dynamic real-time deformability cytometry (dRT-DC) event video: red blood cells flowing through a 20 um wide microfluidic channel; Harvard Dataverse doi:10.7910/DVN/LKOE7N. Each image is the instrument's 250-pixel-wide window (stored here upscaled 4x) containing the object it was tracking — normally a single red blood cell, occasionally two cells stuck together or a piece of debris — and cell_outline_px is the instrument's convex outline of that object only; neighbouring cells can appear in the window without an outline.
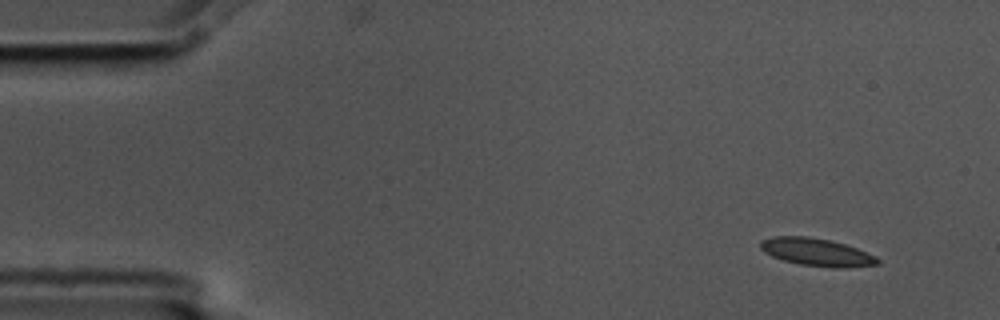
{"species": "common noctule bat (a hibernating species)", "species_latin": "Nyctalus noctula", "temperature_condition": "cold", "stored_images_in_passage": 6, "camera_frame_rate_fps": 3000, "um_per_image_px": 0.085, "animal": {"sex": "male", "body_mass_g": 17.5, "forearm_length_mm": 52.3}, "frame": {"image": 1, "passage_image": 1, "time_ms": 0.0, "image_size_px": [1000, 320], "cell_outline_px": [[880, 264], [840, 268], [832, 268], [800, 264], [784, 260], [772, 256], [764, 252], [760, 248], [760, 240], [772, 236], [808, 236], [832, 240], [856, 248], [876, 256], [880, 260]], "centroid_in_image_um": [69.4, 21.42], "position_along_channel_um": 15.6, "area_um2": 18.96}}
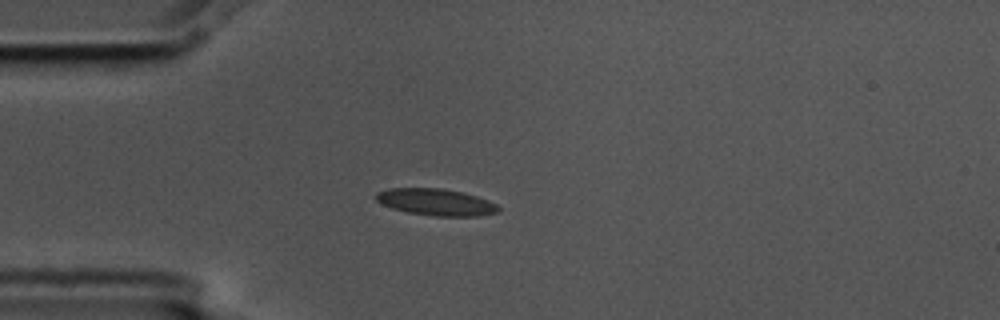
{"frame": {"image": 2, "passage_image": 3, "time_ms": 0.667, "image_size_px": [1000, 320], "cell_outline_px": [[500, 212], [480, 216], [436, 216], [408, 212], [392, 208], [376, 200], [376, 192], [388, 188], [440, 188], [460, 192], [476, 196], [488, 200], [496, 204], [500, 208]], "centroid_in_image_um": [37.08, 17.18], "position_along_channel_um": 47.9, "area_um2": 18.96}}